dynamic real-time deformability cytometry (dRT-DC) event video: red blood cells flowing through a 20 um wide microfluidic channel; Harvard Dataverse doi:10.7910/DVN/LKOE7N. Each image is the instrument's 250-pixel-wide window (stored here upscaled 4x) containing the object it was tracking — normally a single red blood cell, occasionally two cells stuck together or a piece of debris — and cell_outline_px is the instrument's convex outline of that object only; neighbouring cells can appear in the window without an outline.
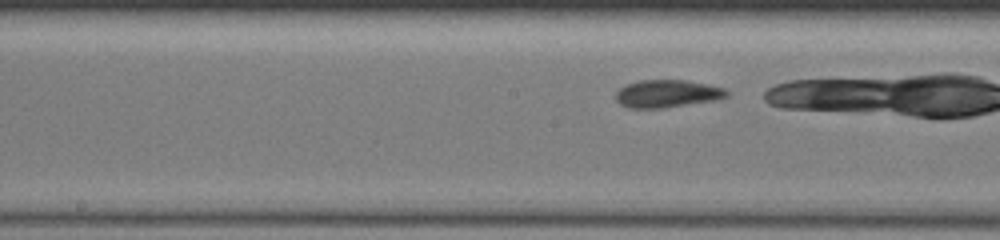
{"species": "common noctule bat (a hibernating species)", "species_latin": "Nyctalus noctula", "temperature_condition": "warm", "stored_images_in_passage": 26, "camera_frame_rate_fps": 3000, "um_per_image_px": 0.085, "animal": {"sex": "female", "body_mass_g": 19.5, "forearm_length_mm": 54.1}, "frame": {"image": 1, "passage_image": 8, "time_ms": 2.333, "image_size_px": [1000, 240], "cell_outline_px": [[728, 96], [720, 100], [664, 108], [628, 108], [620, 104], [616, 100], [616, 92], [624, 84], [640, 80], [688, 80], [724, 88], [728, 92]], "centroid_in_image_um": [56.72, 7.97], "position_along_channel_um": 191.5, "area_um2": 18.15}}
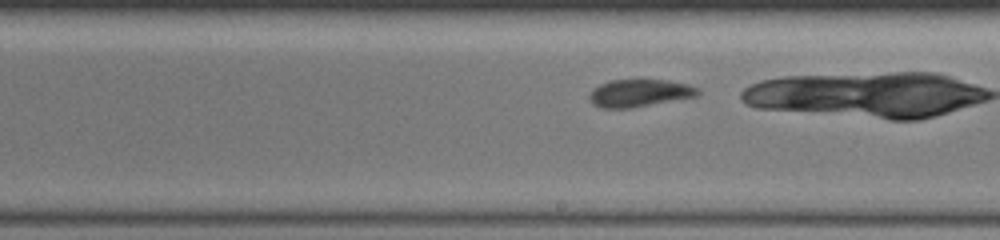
{"frame": {"image": 2, "passage_image": 12, "time_ms": 3.667, "image_size_px": [1000, 240], "cell_outline_px": [[700, 92], [696, 96], [632, 108], [600, 108], [592, 104], [588, 100], [588, 96], [592, 88], [600, 84], [612, 80], [668, 80], [688, 84], [700, 88]], "centroid_in_image_um": [54.32, 7.91], "position_along_channel_um": 234.7, "area_um2": 17.51}}
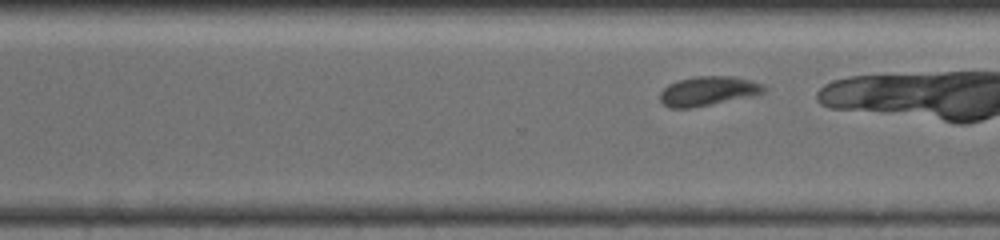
{"frame": {"image": 3, "passage_image": 19, "time_ms": 6.0, "image_size_px": [1000, 240], "cell_outline_px": [[768, 88], [764, 92], [752, 96], [692, 108], [672, 108], [664, 104], [660, 100], [660, 92], [668, 84], [676, 80], [696, 76], [732, 76], [748, 80], [760, 84]], "centroid_in_image_um": [60.16, 7.73], "position_along_channel_um": 310.4, "area_um2": 17.69}}